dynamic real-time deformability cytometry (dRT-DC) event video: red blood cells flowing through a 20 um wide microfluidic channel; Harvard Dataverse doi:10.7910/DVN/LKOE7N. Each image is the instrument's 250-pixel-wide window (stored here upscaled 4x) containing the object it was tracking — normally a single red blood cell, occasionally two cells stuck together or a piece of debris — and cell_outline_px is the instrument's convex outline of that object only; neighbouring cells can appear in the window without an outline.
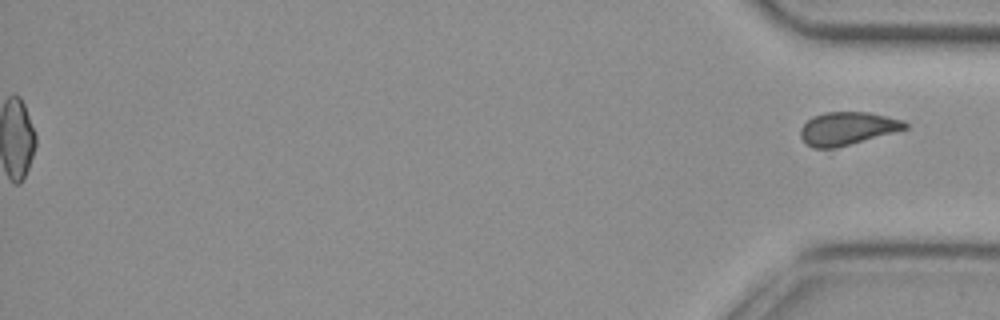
{"species": "common noctule bat (a hibernating species)", "species_latin": "Nyctalus noctula", "temperature_condition": "cold", "stored_images_in_passage": 56, "segment_of_instrument_passage": [2, 2], "camera_frame_rate_fps": 3000, "um_per_image_px": 0.085, "animal": {"sex": "female", "body_mass_g": 29.2, "forearm_length_mm": 56.3}, "frame": {"image": 1, "passage_image": 56, "time_ms": 18.333, "image_size_px": [1000, 320], "cell_outline_px": [[908, 128], [836, 148], [812, 148], [800, 136], [800, 128], [812, 116], [824, 112], [868, 112], [888, 116], [904, 120], [908, 124]], "centroid_in_image_um": [72.02, 10.91], "position_along_channel_um": 363.2, "area_um2": 20.06}}